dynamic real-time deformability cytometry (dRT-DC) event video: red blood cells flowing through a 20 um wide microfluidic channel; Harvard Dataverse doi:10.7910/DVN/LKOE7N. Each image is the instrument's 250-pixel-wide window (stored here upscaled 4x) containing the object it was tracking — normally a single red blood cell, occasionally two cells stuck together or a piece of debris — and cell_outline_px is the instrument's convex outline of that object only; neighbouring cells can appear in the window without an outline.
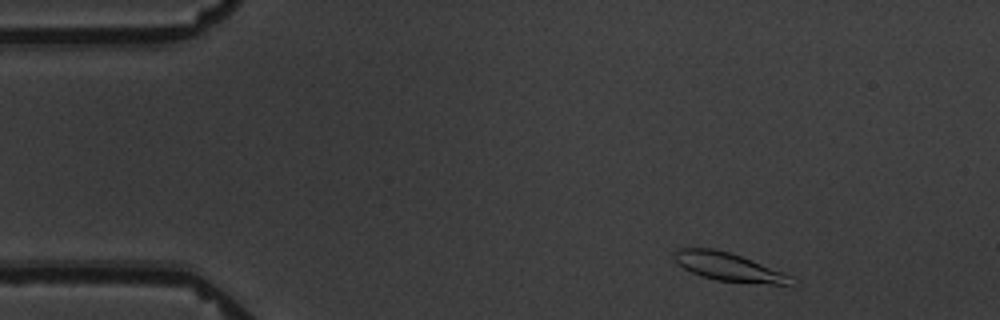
{"species": "common noctule bat (a hibernating species)", "species_latin": "Nyctalus noctula", "temperature_condition": "warm", "stored_images_in_passage": 10, "camera_frame_rate_fps": 3000, "um_per_image_px": 0.085, "animal": {"sex": "male", "body_mass_g": 19.5, "forearm_length_mm": 54.6}, "frame": {"image": 1, "passage_image": 1, "time_ms": 0.0, "image_size_px": [1000, 320], "cell_outline_px": [[788, 284], [772, 284], [716, 280], [700, 276], [684, 268], [676, 260], [676, 252], [680, 248], [716, 248], [752, 260], [780, 272], [788, 276]], "centroid_in_image_um": [61.83, 22.67], "position_along_channel_um": 23.2, "area_um2": 18.32}}
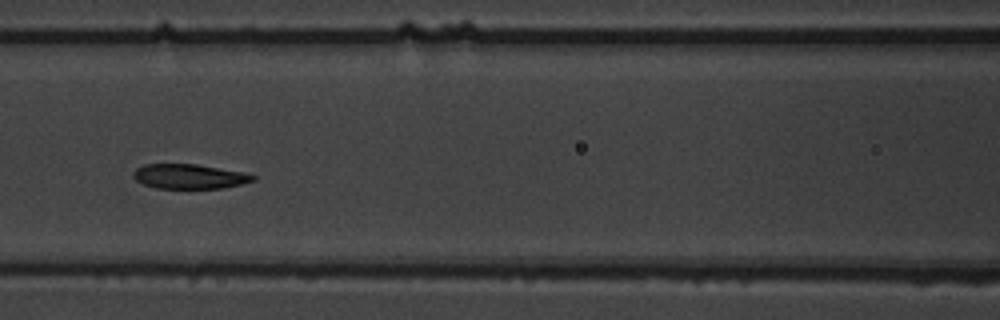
{"frame": {"image": 2, "passage_image": 6, "time_ms": 6.0, "image_size_px": [1000, 320], "cell_outline_px": [[256, 180], [224, 188], [156, 188], [144, 184], [136, 180], [132, 176], [132, 172], [136, 168], [144, 164], [196, 164], [244, 172], [256, 176]], "centroid_in_image_um": [16.08, 14.99], "position_along_channel_um": 150.5, "area_um2": 17.22}}
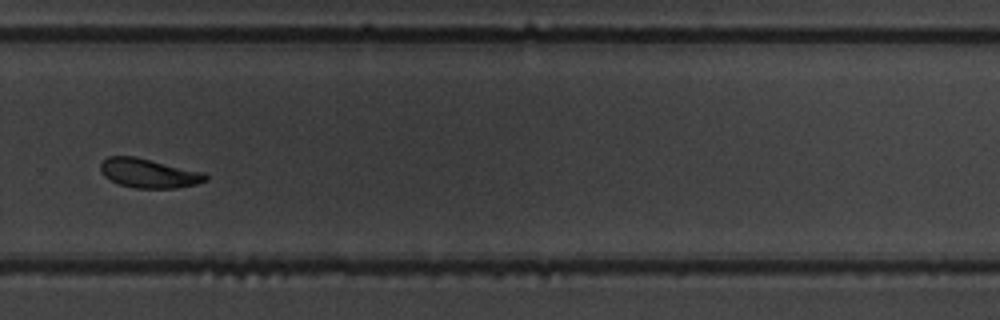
{"frame": {"image": 3, "passage_image": 10, "time_ms": 11.0, "image_size_px": [1000, 320], "cell_outline_px": [[208, 180], [196, 184], [176, 188], [136, 188], [120, 184], [104, 176], [100, 168], [100, 164], [108, 156], [136, 156], [204, 172], [208, 176]], "centroid_in_image_um": [12.67, 14.71], "position_along_channel_um": 317.1, "area_um2": 17.86}}